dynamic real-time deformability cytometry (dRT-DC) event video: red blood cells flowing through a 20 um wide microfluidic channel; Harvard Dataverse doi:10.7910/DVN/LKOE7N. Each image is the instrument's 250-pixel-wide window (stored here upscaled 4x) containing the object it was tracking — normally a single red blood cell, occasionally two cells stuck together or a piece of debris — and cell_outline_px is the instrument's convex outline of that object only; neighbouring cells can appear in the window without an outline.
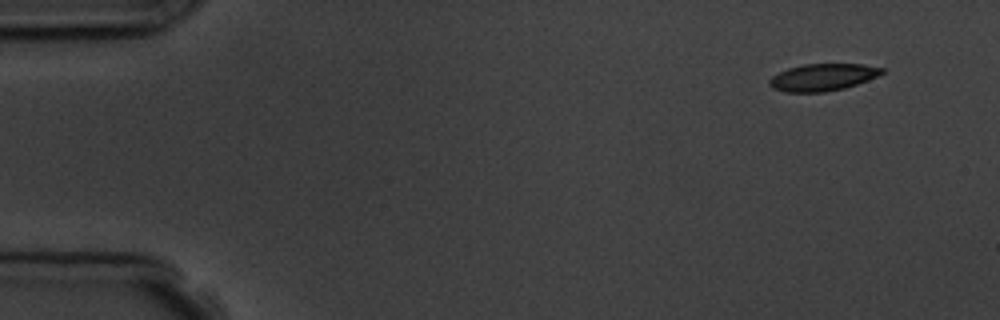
{"species": "common noctule bat (a hibernating species)", "species_latin": "Nyctalus noctula", "temperature_condition": "room temperature", "stored_images_in_passage": 4, "camera_frame_rate_fps": 3000, "um_per_image_px": 0.085, "animal": {"sex": "male", "body_mass_g": 19.5, "forearm_length_mm": 54.6}, "frame": {"image": 1, "passage_image": 1, "time_ms": 0.0, "image_size_px": [1000, 320], "cell_outline_px": [[884, 72], [868, 80], [844, 88], [824, 92], [784, 92], [772, 88], [768, 84], [768, 80], [772, 76], [788, 68], [804, 64], [864, 64], [884, 68]], "centroid_in_image_um": [69.9, 6.56], "position_along_channel_um": 15.1, "area_um2": 17.74}}
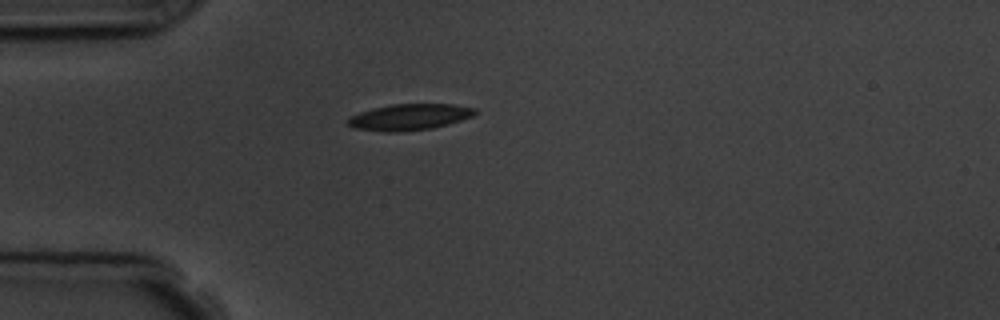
{"frame": {"image": 2, "passage_image": 4, "time_ms": 3.667, "image_size_px": [1000, 320], "cell_outline_px": [[476, 112], [472, 116], [448, 124], [432, 128], [396, 132], [388, 132], [356, 128], [348, 124], [348, 120], [352, 116], [360, 112], [372, 108], [392, 104], [452, 104], [476, 108]], "centroid_in_image_um": [34.82, 9.94], "position_along_channel_um": 50.2, "area_um2": 19.13}}